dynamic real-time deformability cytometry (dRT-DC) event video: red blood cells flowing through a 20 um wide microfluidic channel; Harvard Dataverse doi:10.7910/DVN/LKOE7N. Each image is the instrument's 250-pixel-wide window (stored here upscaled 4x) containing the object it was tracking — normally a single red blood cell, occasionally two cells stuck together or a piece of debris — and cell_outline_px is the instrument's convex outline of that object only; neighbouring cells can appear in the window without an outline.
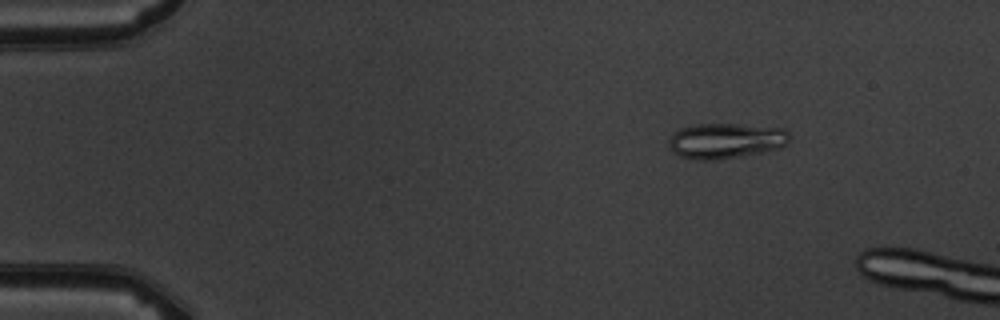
{"species": "common noctule bat (a hibernating species)", "species_latin": "Nyctalus noctula", "temperature_condition": "warm", "stored_images_in_passage": 5, "camera_frame_rate_fps": 3000, "um_per_image_px": 0.085, "animal": {"sex": "male", "body_mass_g": 19.5, "forearm_length_mm": 54.6}, "frame": {"image": 1, "passage_image": 3, "time_ms": 2.333, "image_size_px": [1000, 320], "cell_outline_px": [[788, 144], [780, 148], [740, 156], [716, 160], [696, 160], [680, 156], [672, 152], [668, 144], [668, 140], [680, 128], [696, 124], [736, 124], [784, 128], [788, 132]], "centroid_in_image_um": [61.67, 11.97], "position_along_channel_um": 23.3, "area_um2": 24.85}}